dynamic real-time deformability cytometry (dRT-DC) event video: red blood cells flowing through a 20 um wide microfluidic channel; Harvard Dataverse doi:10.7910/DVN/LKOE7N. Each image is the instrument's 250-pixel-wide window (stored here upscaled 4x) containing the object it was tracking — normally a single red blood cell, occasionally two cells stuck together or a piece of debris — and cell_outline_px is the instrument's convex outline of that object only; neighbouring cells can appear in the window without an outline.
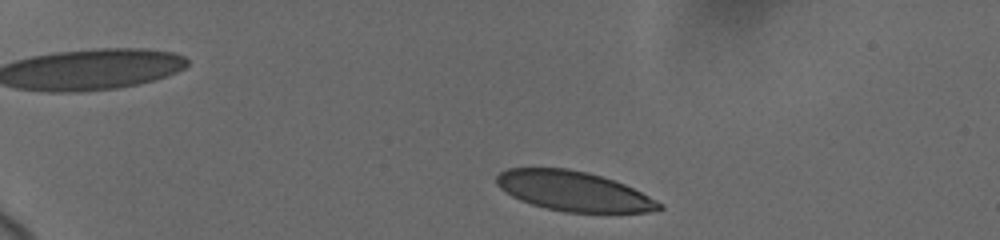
{"species": "human", "species_latin": "Homo sapiens", "temperature_condition": "cold", "stored_images_in_passage": 7, "camera_frame_rate_fps": 3000, "um_per_image_px": 0.085, "donor": {"sex": "female"}, "frame": {"image": 1, "passage_image": 1, "time_ms": 0.0, "image_size_px": [1000, 240], "cell_outline_px": [[664, 208], [648, 212], [564, 212], [544, 208], [520, 200], [512, 196], [500, 188], [496, 184], [496, 176], [500, 172], [508, 168], [568, 168], [588, 172], [624, 184], [664, 204]], "centroid_in_image_um": [48.73, 16.25], "position_along_channel_um": 36.3, "area_um2": 37.51}}
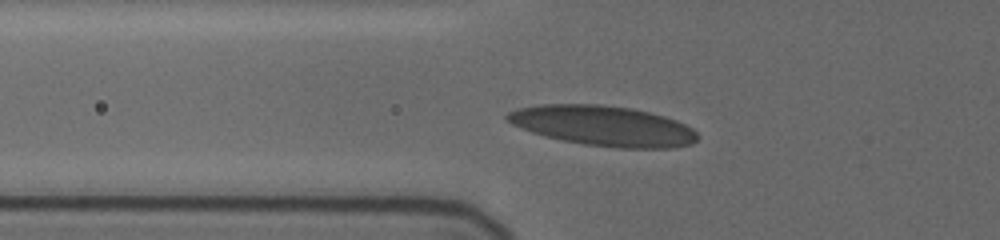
{"frame": {"image": 2, "passage_image": 6, "time_ms": 3.333, "image_size_px": [1000, 240], "cell_outline_px": [[700, 136], [692, 144], [672, 148], [616, 148], [584, 144], [560, 140], [544, 136], [520, 128], [512, 124], [504, 116], [508, 112], [520, 108], [544, 104], [600, 104], [632, 108], [664, 116], [676, 120], [692, 128]], "centroid_in_image_um": [51.28, 10.7], "position_along_channel_um": 74.5, "area_um2": 44.62}}